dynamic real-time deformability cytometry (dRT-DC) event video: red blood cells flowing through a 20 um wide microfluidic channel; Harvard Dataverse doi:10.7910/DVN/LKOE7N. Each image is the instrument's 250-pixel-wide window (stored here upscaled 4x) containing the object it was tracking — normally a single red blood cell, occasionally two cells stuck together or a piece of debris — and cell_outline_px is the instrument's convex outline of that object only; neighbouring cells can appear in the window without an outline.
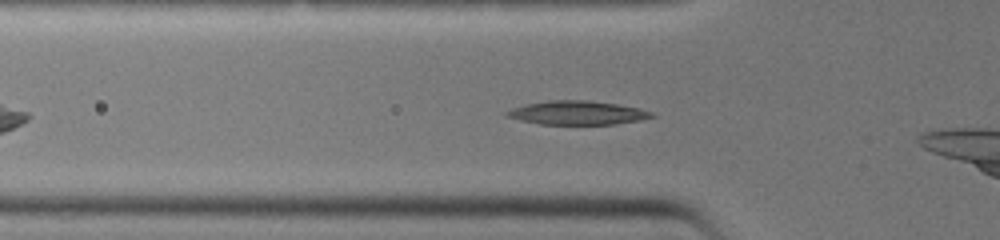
{"species": "common noctule bat (a hibernating species)", "species_latin": "Nyctalus noctula", "temperature_condition": "warm", "stored_images_in_passage": 6, "camera_frame_rate_fps": 3000, "um_per_image_px": 0.085, "animal": {"sex": "female", "body_mass_g": 19.0, "forearm_length_mm": 51.5}, "frame": {"image": 1, "passage_image": 4, "time_ms": 1.0, "image_size_px": [1000, 240], "cell_outline_px": [[656, 116], [640, 120], [612, 124], [540, 124], [520, 120], [504, 116], [504, 112], [512, 108], [524, 104], [548, 100], [588, 100], [616, 104], [640, 108], [652, 112]], "centroid_in_image_um": [49.03, 9.58], "position_along_channel_um": 76.8, "area_um2": 20.11}}